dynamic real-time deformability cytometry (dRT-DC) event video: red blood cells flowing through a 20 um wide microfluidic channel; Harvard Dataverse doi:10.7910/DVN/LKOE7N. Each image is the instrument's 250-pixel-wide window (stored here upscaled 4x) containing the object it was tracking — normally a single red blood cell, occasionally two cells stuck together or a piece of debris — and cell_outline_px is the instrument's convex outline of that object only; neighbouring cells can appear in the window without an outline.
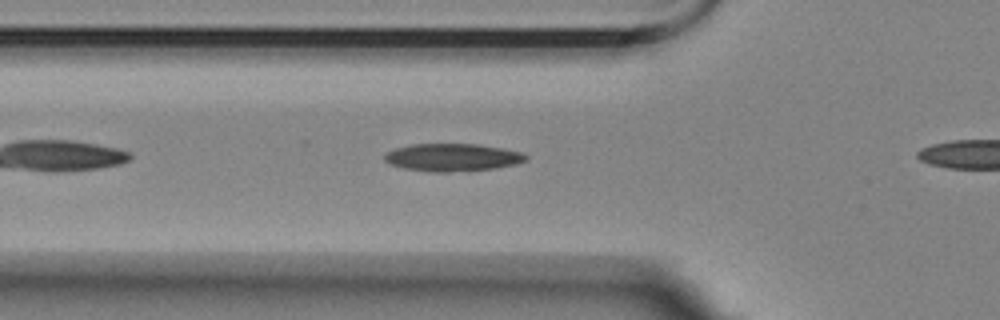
{"species": "Egyptian fruit bat (a non-hibernating species)", "species_latin": "Rousettus aegyptiacus", "temperature_condition": "room temperature", "stored_images_in_passage": 8, "camera_frame_rate_fps": 3000, "um_per_image_px": 0.085, "animal": {"sex": "female"}, "frame": {"image": 1, "passage_image": 6, "time_ms": 1.667, "image_size_px": [1000, 320], "cell_outline_px": [[528, 160], [516, 164], [496, 168], [468, 172], [432, 172], [404, 168], [392, 164], [384, 160], [384, 156], [388, 152], [396, 148], [412, 144], [476, 144], [500, 148], [520, 152], [528, 156]], "centroid_in_image_um": [38.49, 13.39], "position_along_channel_um": 87.3, "area_um2": 22.83}}